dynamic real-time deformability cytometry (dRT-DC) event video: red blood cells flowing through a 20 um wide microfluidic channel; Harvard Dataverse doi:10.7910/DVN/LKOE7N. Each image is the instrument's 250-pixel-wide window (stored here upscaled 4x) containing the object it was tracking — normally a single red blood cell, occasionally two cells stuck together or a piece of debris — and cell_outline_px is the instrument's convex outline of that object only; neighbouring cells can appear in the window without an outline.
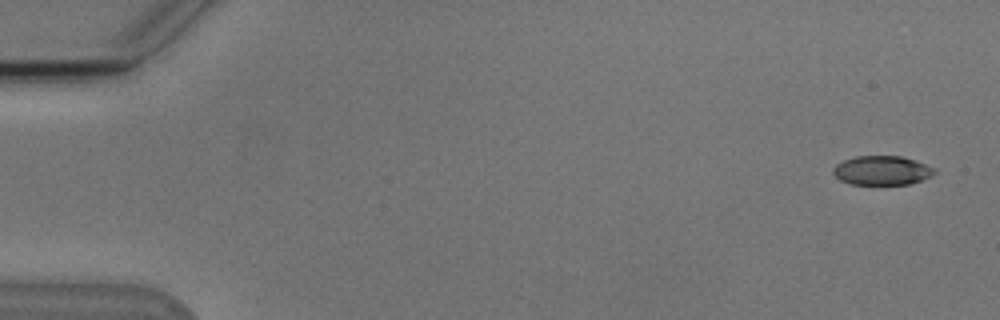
{"species": "Egyptian fruit bat (a non-hibernating species)", "species_latin": "Rousettus aegyptiacus", "temperature_condition": "cold", "stored_images_in_passage": 4, "camera_frame_rate_fps": 3000, "um_per_image_px": 0.085, "animal": {"sex": "male"}, "frame": {"image": 1, "passage_image": 1, "time_ms": 0.0, "image_size_px": [1000, 320], "cell_outline_px": [[936, 172], [920, 180], [908, 184], [848, 184], [840, 180], [832, 172], [832, 168], [836, 164], [844, 160], [856, 156], [900, 156], [936, 168]], "centroid_in_image_um": [74.91, 14.49], "position_along_channel_um": 10.1, "area_um2": 16.99}}